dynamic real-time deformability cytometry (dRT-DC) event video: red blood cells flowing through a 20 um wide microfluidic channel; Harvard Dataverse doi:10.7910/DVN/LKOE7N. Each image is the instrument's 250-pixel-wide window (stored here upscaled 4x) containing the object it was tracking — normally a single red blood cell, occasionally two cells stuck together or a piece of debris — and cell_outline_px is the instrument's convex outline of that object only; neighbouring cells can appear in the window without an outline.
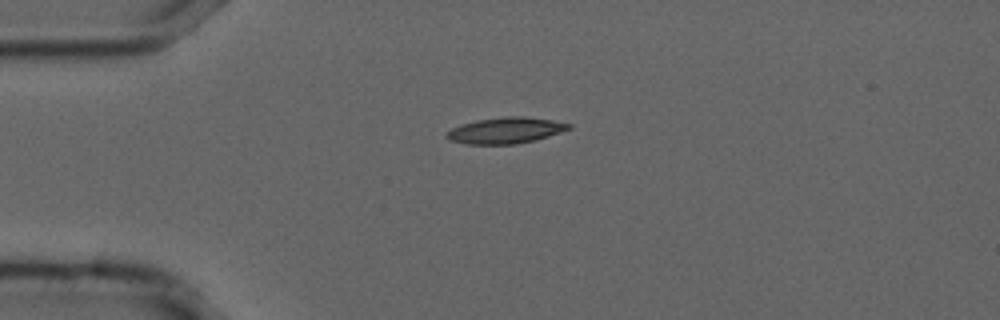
{"species": "common noctule bat (a hibernating species)", "species_latin": "Nyctalus noctula", "temperature_condition": "cold", "stored_images_in_passage": 42, "camera_frame_rate_fps": 3000, "um_per_image_px": 0.085, "animal": {"sex": "male", "forearm_length_mm": 52.5}, "frame": {"image": 1, "passage_image": 1, "time_ms": 0.0, "image_size_px": [1000, 320], "cell_outline_px": [[572, 128], [536, 140], [516, 144], [468, 144], [448, 140], [444, 136], [452, 128], [460, 124], [476, 120], [508, 116], [524, 116], [552, 120], [572, 124]], "centroid_in_image_um": [42.97, 11.08], "position_along_channel_um": 42.0, "area_um2": 18.61}}
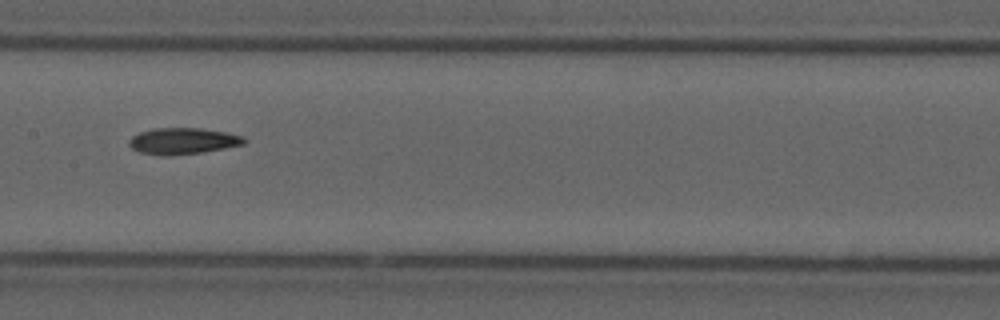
{"frame": {"image": 2, "passage_image": 15, "time_ms": 4.667, "image_size_px": [1000, 320], "cell_outline_px": [[248, 140], [244, 144], [224, 148], [200, 152], [164, 156], [160, 156], [140, 152], [132, 148], [128, 144], [128, 140], [132, 136], [140, 132], [152, 128], [200, 128], [224, 132], [244, 136]], "centroid_in_image_um": [15.52, 11.98], "position_along_channel_um": 191.9, "area_um2": 17.63}}
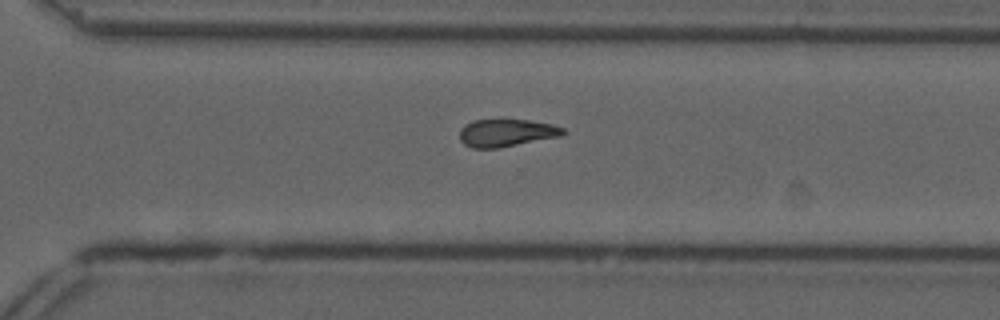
{"frame": {"image": 3, "passage_image": 26, "time_ms": 8.333, "image_size_px": [1000, 320], "cell_outline_px": [[568, 132], [560, 136], [500, 148], [472, 148], [464, 144], [460, 140], [460, 128], [464, 124], [472, 120], [528, 120], [552, 124], [564, 128]], "centroid_in_image_um": [43.04, 11.29], "position_along_channel_um": 327.6, "area_um2": 16.7}}